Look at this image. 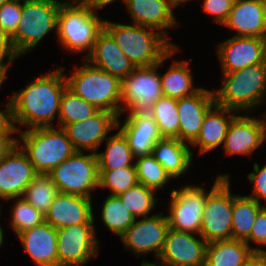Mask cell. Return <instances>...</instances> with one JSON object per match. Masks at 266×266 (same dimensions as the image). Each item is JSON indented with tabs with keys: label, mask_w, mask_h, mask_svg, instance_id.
<instances>
[{
	"label": "cell",
	"mask_w": 266,
	"mask_h": 266,
	"mask_svg": "<svg viewBox=\"0 0 266 266\" xmlns=\"http://www.w3.org/2000/svg\"><path fill=\"white\" fill-rule=\"evenodd\" d=\"M104 29V20L84 5L63 2L58 11L57 36L65 49L70 51H93L98 34Z\"/></svg>",
	"instance_id": "cell-3"
},
{
	"label": "cell",
	"mask_w": 266,
	"mask_h": 266,
	"mask_svg": "<svg viewBox=\"0 0 266 266\" xmlns=\"http://www.w3.org/2000/svg\"><path fill=\"white\" fill-rule=\"evenodd\" d=\"M98 111L95 105L86 102L66 88L60 101L59 124L63 128L66 124L84 121Z\"/></svg>",
	"instance_id": "cell-32"
},
{
	"label": "cell",
	"mask_w": 266,
	"mask_h": 266,
	"mask_svg": "<svg viewBox=\"0 0 266 266\" xmlns=\"http://www.w3.org/2000/svg\"><path fill=\"white\" fill-rule=\"evenodd\" d=\"M18 144L0 161V198L22 197L28 184L38 175Z\"/></svg>",
	"instance_id": "cell-14"
},
{
	"label": "cell",
	"mask_w": 266,
	"mask_h": 266,
	"mask_svg": "<svg viewBox=\"0 0 266 266\" xmlns=\"http://www.w3.org/2000/svg\"><path fill=\"white\" fill-rule=\"evenodd\" d=\"M152 154L172 178L186 172L193 156L189 144L168 137H162L155 143Z\"/></svg>",
	"instance_id": "cell-26"
},
{
	"label": "cell",
	"mask_w": 266,
	"mask_h": 266,
	"mask_svg": "<svg viewBox=\"0 0 266 266\" xmlns=\"http://www.w3.org/2000/svg\"><path fill=\"white\" fill-rule=\"evenodd\" d=\"M178 4H181V3H185V2H187V1H189V0H175Z\"/></svg>",
	"instance_id": "cell-54"
},
{
	"label": "cell",
	"mask_w": 266,
	"mask_h": 266,
	"mask_svg": "<svg viewBox=\"0 0 266 266\" xmlns=\"http://www.w3.org/2000/svg\"><path fill=\"white\" fill-rule=\"evenodd\" d=\"M87 64L66 77L67 88L99 110L121 115V80L102 69ZM119 104V105H118Z\"/></svg>",
	"instance_id": "cell-5"
},
{
	"label": "cell",
	"mask_w": 266,
	"mask_h": 266,
	"mask_svg": "<svg viewBox=\"0 0 266 266\" xmlns=\"http://www.w3.org/2000/svg\"><path fill=\"white\" fill-rule=\"evenodd\" d=\"M264 64H265V67H266V45H265V52H264Z\"/></svg>",
	"instance_id": "cell-55"
},
{
	"label": "cell",
	"mask_w": 266,
	"mask_h": 266,
	"mask_svg": "<svg viewBox=\"0 0 266 266\" xmlns=\"http://www.w3.org/2000/svg\"><path fill=\"white\" fill-rule=\"evenodd\" d=\"M7 57L8 63H4V59ZM18 56L12 49L10 39L6 36L0 35V67H9ZM9 58V59H8Z\"/></svg>",
	"instance_id": "cell-46"
},
{
	"label": "cell",
	"mask_w": 266,
	"mask_h": 266,
	"mask_svg": "<svg viewBox=\"0 0 266 266\" xmlns=\"http://www.w3.org/2000/svg\"><path fill=\"white\" fill-rule=\"evenodd\" d=\"M266 138V124L260 118L238 115L231 121L223 148L226 154H248L254 152Z\"/></svg>",
	"instance_id": "cell-20"
},
{
	"label": "cell",
	"mask_w": 266,
	"mask_h": 266,
	"mask_svg": "<svg viewBox=\"0 0 266 266\" xmlns=\"http://www.w3.org/2000/svg\"><path fill=\"white\" fill-rule=\"evenodd\" d=\"M136 159L134 164L138 184H142L155 191L159 188L163 189L164 185L172 178L152 153Z\"/></svg>",
	"instance_id": "cell-35"
},
{
	"label": "cell",
	"mask_w": 266,
	"mask_h": 266,
	"mask_svg": "<svg viewBox=\"0 0 266 266\" xmlns=\"http://www.w3.org/2000/svg\"><path fill=\"white\" fill-rule=\"evenodd\" d=\"M8 70H9V67H0V87L6 77Z\"/></svg>",
	"instance_id": "cell-50"
},
{
	"label": "cell",
	"mask_w": 266,
	"mask_h": 266,
	"mask_svg": "<svg viewBox=\"0 0 266 266\" xmlns=\"http://www.w3.org/2000/svg\"><path fill=\"white\" fill-rule=\"evenodd\" d=\"M187 61H175L169 70L160 75L163 96L184 98L194 95L201 88H193V78Z\"/></svg>",
	"instance_id": "cell-28"
},
{
	"label": "cell",
	"mask_w": 266,
	"mask_h": 266,
	"mask_svg": "<svg viewBox=\"0 0 266 266\" xmlns=\"http://www.w3.org/2000/svg\"><path fill=\"white\" fill-rule=\"evenodd\" d=\"M17 236L37 266H58L56 228L44 221Z\"/></svg>",
	"instance_id": "cell-23"
},
{
	"label": "cell",
	"mask_w": 266,
	"mask_h": 266,
	"mask_svg": "<svg viewBox=\"0 0 266 266\" xmlns=\"http://www.w3.org/2000/svg\"><path fill=\"white\" fill-rule=\"evenodd\" d=\"M232 213L229 175H218L206 198L200 237L207 243L232 239Z\"/></svg>",
	"instance_id": "cell-9"
},
{
	"label": "cell",
	"mask_w": 266,
	"mask_h": 266,
	"mask_svg": "<svg viewBox=\"0 0 266 266\" xmlns=\"http://www.w3.org/2000/svg\"><path fill=\"white\" fill-rule=\"evenodd\" d=\"M149 114L155 120L162 137L178 139L179 114L176 98L161 96Z\"/></svg>",
	"instance_id": "cell-31"
},
{
	"label": "cell",
	"mask_w": 266,
	"mask_h": 266,
	"mask_svg": "<svg viewBox=\"0 0 266 266\" xmlns=\"http://www.w3.org/2000/svg\"><path fill=\"white\" fill-rule=\"evenodd\" d=\"M235 0H204L203 10L214 16V22L224 24Z\"/></svg>",
	"instance_id": "cell-42"
},
{
	"label": "cell",
	"mask_w": 266,
	"mask_h": 266,
	"mask_svg": "<svg viewBox=\"0 0 266 266\" xmlns=\"http://www.w3.org/2000/svg\"><path fill=\"white\" fill-rule=\"evenodd\" d=\"M243 266H266V250L254 251Z\"/></svg>",
	"instance_id": "cell-47"
},
{
	"label": "cell",
	"mask_w": 266,
	"mask_h": 266,
	"mask_svg": "<svg viewBox=\"0 0 266 266\" xmlns=\"http://www.w3.org/2000/svg\"><path fill=\"white\" fill-rule=\"evenodd\" d=\"M59 0H23L21 20L16 32L9 38L13 51L19 57L38 45L53 29H57Z\"/></svg>",
	"instance_id": "cell-7"
},
{
	"label": "cell",
	"mask_w": 266,
	"mask_h": 266,
	"mask_svg": "<svg viewBox=\"0 0 266 266\" xmlns=\"http://www.w3.org/2000/svg\"><path fill=\"white\" fill-rule=\"evenodd\" d=\"M138 184L136 167L128 166L115 170H99V186L109 188L110 195L119 196Z\"/></svg>",
	"instance_id": "cell-37"
},
{
	"label": "cell",
	"mask_w": 266,
	"mask_h": 266,
	"mask_svg": "<svg viewBox=\"0 0 266 266\" xmlns=\"http://www.w3.org/2000/svg\"><path fill=\"white\" fill-rule=\"evenodd\" d=\"M60 193L91 198L99 186V169L95 153L76 151L47 174Z\"/></svg>",
	"instance_id": "cell-10"
},
{
	"label": "cell",
	"mask_w": 266,
	"mask_h": 266,
	"mask_svg": "<svg viewBox=\"0 0 266 266\" xmlns=\"http://www.w3.org/2000/svg\"><path fill=\"white\" fill-rule=\"evenodd\" d=\"M223 25L236 36L266 38V6L260 0H235Z\"/></svg>",
	"instance_id": "cell-24"
},
{
	"label": "cell",
	"mask_w": 266,
	"mask_h": 266,
	"mask_svg": "<svg viewBox=\"0 0 266 266\" xmlns=\"http://www.w3.org/2000/svg\"><path fill=\"white\" fill-rule=\"evenodd\" d=\"M154 190L137 184L118 197L135 218L149 217V212L155 207L156 198H154Z\"/></svg>",
	"instance_id": "cell-36"
},
{
	"label": "cell",
	"mask_w": 266,
	"mask_h": 266,
	"mask_svg": "<svg viewBox=\"0 0 266 266\" xmlns=\"http://www.w3.org/2000/svg\"><path fill=\"white\" fill-rule=\"evenodd\" d=\"M21 149L38 174L47 175L53 168L73 155L76 150L63 128L41 127L20 132Z\"/></svg>",
	"instance_id": "cell-6"
},
{
	"label": "cell",
	"mask_w": 266,
	"mask_h": 266,
	"mask_svg": "<svg viewBox=\"0 0 266 266\" xmlns=\"http://www.w3.org/2000/svg\"><path fill=\"white\" fill-rule=\"evenodd\" d=\"M224 83L214 92L215 103L230 110H251L264 102L266 95V67L264 63L224 73Z\"/></svg>",
	"instance_id": "cell-4"
},
{
	"label": "cell",
	"mask_w": 266,
	"mask_h": 266,
	"mask_svg": "<svg viewBox=\"0 0 266 266\" xmlns=\"http://www.w3.org/2000/svg\"><path fill=\"white\" fill-rule=\"evenodd\" d=\"M70 1H72V2H81L82 0H70Z\"/></svg>",
	"instance_id": "cell-56"
},
{
	"label": "cell",
	"mask_w": 266,
	"mask_h": 266,
	"mask_svg": "<svg viewBox=\"0 0 266 266\" xmlns=\"http://www.w3.org/2000/svg\"><path fill=\"white\" fill-rule=\"evenodd\" d=\"M118 120L117 129L123 135L161 136L155 120L149 113H128L122 126Z\"/></svg>",
	"instance_id": "cell-39"
},
{
	"label": "cell",
	"mask_w": 266,
	"mask_h": 266,
	"mask_svg": "<svg viewBox=\"0 0 266 266\" xmlns=\"http://www.w3.org/2000/svg\"><path fill=\"white\" fill-rule=\"evenodd\" d=\"M135 158L151 154L155 143L162 136L124 135Z\"/></svg>",
	"instance_id": "cell-41"
},
{
	"label": "cell",
	"mask_w": 266,
	"mask_h": 266,
	"mask_svg": "<svg viewBox=\"0 0 266 266\" xmlns=\"http://www.w3.org/2000/svg\"><path fill=\"white\" fill-rule=\"evenodd\" d=\"M85 59L120 80L136 68L105 29L98 34L93 51Z\"/></svg>",
	"instance_id": "cell-22"
},
{
	"label": "cell",
	"mask_w": 266,
	"mask_h": 266,
	"mask_svg": "<svg viewBox=\"0 0 266 266\" xmlns=\"http://www.w3.org/2000/svg\"><path fill=\"white\" fill-rule=\"evenodd\" d=\"M254 251L243 240H216L209 242L206 248L205 266H243Z\"/></svg>",
	"instance_id": "cell-27"
},
{
	"label": "cell",
	"mask_w": 266,
	"mask_h": 266,
	"mask_svg": "<svg viewBox=\"0 0 266 266\" xmlns=\"http://www.w3.org/2000/svg\"><path fill=\"white\" fill-rule=\"evenodd\" d=\"M251 240L255 243L266 245V207L258 213L250 236L244 242L249 246V241Z\"/></svg>",
	"instance_id": "cell-44"
},
{
	"label": "cell",
	"mask_w": 266,
	"mask_h": 266,
	"mask_svg": "<svg viewBox=\"0 0 266 266\" xmlns=\"http://www.w3.org/2000/svg\"><path fill=\"white\" fill-rule=\"evenodd\" d=\"M116 0H82L81 2L87 7L91 8L93 11L96 9H102L105 5L112 3ZM126 3V0H123ZM95 9V10H94Z\"/></svg>",
	"instance_id": "cell-49"
},
{
	"label": "cell",
	"mask_w": 266,
	"mask_h": 266,
	"mask_svg": "<svg viewBox=\"0 0 266 266\" xmlns=\"http://www.w3.org/2000/svg\"><path fill=\"white\" fill-rule=\"evenodd\" d=\"M11 1H14V0H0V6L5 4V3H9Z\"/></svg>",
	"instance_id": "cell-53"
},
{
	"label": "cell",
	"mask_w": 266,
	"mask_h": 266,
	"mask_svg": "<svg viewBox=\"0 0 266 266\" xmlns=\"http://www.w3.org/2000/svg\"><path fill=\"white\" fill-rule=\"evenodd\" d=\"M266 6V0H260Z\"/></svg>",
	"instance_id": "cell-57"
},
{
	"label": "cell",
	"mask_w": 266,
	"mask_h": 266,
	"mask_svg": "<svg viewBox=\"0 0 266 266\" xmlns=\"http://www.w3.org/2000/svg\"><path fill=\"white\" fill-rule=\"evenodd\" d=\"M236 112L226 107L214 104L206 113L196 140L191 144L200 146V154H204L224 144L231 121L237 116ZM227 115V117H226ZM229 117V118H228Z\"/></svg>",
	"instance_id": "cell-25"
},
{
	"label": "cell",
	"mask_w": 266,
	"mask_h": 266,
	"mask_svg": "<svg viewBox=\"0 0 266 266\" xmlns=\"http://www.w3.org/2000/svg\"><path fill=\"white\" fill-rule=\"evenodd\" d=\"M118 116L107 110H99L90 118L75 123L66 124L63 129L76 151L81 148L96 153L103 140H106L108 132L112 128L117 129Z\"/></svg>",
	"instance_id": "cell-17"
},
{
	"label": "cell",
	"mask_w": 266,
	"mask_h": 266,
	"mask_svg": "<svg viewBox=\"0 0 266 266\" xmlns=\"http://www.w3.org/2000/svg\"><path fill=\"white\" fill-rule=\"evenodd\" d=\"M134 24L157 29L167 38V27L178 24L173 8L179 4L175 0H126L125 3Z\"/></svg>",
	"instance_id": "cell-21"
},
{
	"label": "cell",
	"mask_w": 266,
	"mask_h": 266,
	"mask_svg": "<svg viewBox=\"0 0 266 266\" xmlns=\"http://www.w3.org/2000/svg\"><path fill=\"white\" fill-rule=\"evenodd\" d=\"M170 195L167 216L170 228L199 235L208 193L200 186H183L172 190Z\"/></svg>",
	"instance_id": "cell-11"
},
{
	"label": "cell",
	"mask_w": 266,
	"mask_h": 266,
	"mask_svg": "<svg viewBox=\"0 0 266 266\" xmlns=\"http://www.w3.org/2000/svg\"><path fill=\"white\" fill-rule=\"evenodd\" d=\"M91 200L84 196L59 192L44 214V221L57 230L72 225L93 224Z\"/></svg>",
	"instance_id": "cell-18"
},
{
	"label": "cell",
	"mask_w": 266,
	"mask_h": 266,
	"mask_svg": "<svg viewBox=\"0 0 266 266\" xmlns=\"http://www.w3.org/2000/svg\"><path fill=\"white\" fill-rule=\"evenodd\" d=\"M59 193L51 178L38 174L26 187L23 198L34 208L45 214Z\"/></svg>",
	"instance_id": "cell-33"
},
{
	"label": "cell",
	"mask_w": 266,
	"mask_h": 266,
	"mask_svg": "<svg viewBox=\"0 0 266 266\" xmlns=\"http://www.w3.org/2000/svg\"><path fill=\"white\" fill-rule=\"evenodd\" d=\"M160 263L157 262V264L155 263H150V262H146V261H142L143 263L141 264V266H167L162 260H159ZM160 264V265H159Z\"/></svg>",
	"instance_id": "cell-51"
},
{
	"label": "cell",
	"mask_w": 266,
	"mask_h": 266,
	"mask_svg": "<svg viewBox=\"0 0 266 266\" xmlns=\"http://www.w3.org/2000/svg\"><path fill=\"white\" fill-rule=\"evenodd\" d=\"M162 214L160 212L159 215L135 220L120 237L126 248L131 249L138 257L153 251L158 258L170 228L167 216Z\"/></svg>",
	"instance_id": "cell-13"
},
{
	"label": "cell",
	"mask_w": 266,
	"mask_h": 266,
	"mask_svg": "<svg viewBox=\"0 0 266 266\" xmlns=\"http://www.w3.org/2000/svg\"><path fill=\"white\" fill-rule=\"evenodd\" d=\"M21 0H14L0 6V35L10 38L21 20Z\"/></svg>",
	"instance_id": "cell-40"
},
{
	"label": "cell",
	"mask_w": 266,
	"mask_h": 266,
	"mask_svg": "<svg viewBox=\"0 0 266 266\" xmlns=\"http://www.w3.org/2000/svg\"><path fill=\"white\" fill-rule=\"evenodd\" d=\"M176 45L159 61L157 65L136 67L128 76L121 80V114L150 113L152 106L163 96L159 65L177 52Z\"/></svg>",
	"instance_id": "cell-8"
},
{
	"label": "cell",
	"mask_w": 266,
	"mask_h": 266,
	"mask_svg": "<svg viewBox=\"0 0 266 266\" xmlns=\"http://www.w3.org/2000/svg\"><path fill=\"white\" fill-rule=\"evenodd\" d=\"M63 71L61 67L39 76L22 91L11 96V121L18 132L20 129L15 126L16 123L30 129L52 127L55 115L59 116L61 96L67 88Z\"/></svg>",
	"instance_id": "cell-1"
},
{
	"label": "cell",
	"mask_w": 266,
	"mask_h": 266,
	"mask_svg": "<svg viewBox=\"0 0 266 266\" xmlns=\"http://www.w3.org/2000/svg\"><path fill=\"white\" fill-rule=\"evenodd\" d=\"M6 105L7 107L3 112L0 111V134L5 133L12 126L10 103Z\"/></svg>",
	"instance_id": "cell-48"
},
{
	"label": "cell",
	"mask_w": 266,
	"mask_h": 266,
	"mask_svg": "<svg viewBox=\"0 0 266 266\" xmlns=\"http://www.w3.org/2000/svg\"><path fill=\"white\" fill-rule=\"evenodd\" d=\"M193 233L169 228L159 260L167 266H205L207 242Z\"/></svg>",
	"instance_id": "cell-15"
},
{
	"label": "cell",
	"mask_w": 266,
	"mask_h": 266,
	"mask_svg": "<svg viewBox=\"0 0 266 266\" xmlns=\"http://www.w3.org/2000/svg\"><path fill=\"white\" fill-rule=\"evenodd\" d=\"M18 130L13 125L3 134H0V161L18 144L16 138H11L10 134Z\"/></svg>",
	"instance_id": "cell-45"
},
{
	"label": "cell",
	"mask_w": 266,
	"mask_h": 266,
	"mask_svg": "<svg viewBox=\"0 0 266 266\" xmlns=\"http://www.w3.org/2000/svg\"><path fill=\"white\" fill-rule=\"evenodd\" d=\"M101 212L105 226L120 237L136 220L120 198L115 195H109L106 198Z\"/></svg>",
	"instance_id": "cell-34"
},
{
	"label": "cell",
	"mask_w": 266,
	"mask_h": 266,
	"mask_svg": "<svg viewBox=\"0 0 266 266\" xmlns=\"http://www.w3.org/2000/svg\"><path fill=\"white\" fill-rule=\"evenodd\" d=\"M106 142V151L95 153L99 170H115L135 166L132 164L134 156L131 148L120 130L115 135L109 136Z\"/></svg>",
	"instance_id": "cell-30"
},
{
	"label": "cell",
	"mask_w": 266,
	"mask_h": 266,
	"mask_svg": "<svg viewBox=\"0 0 266 266\" xmlns=\"http://www.w3.org/2000/svg\"><path fill=\"white\" fill-rule=\"evenodd\" d=\"M266 38L233 36L217 47L223 73L264 63Z\"/></svg>",
	"instance_id": "cell-16"
},
{
	"label": "cell",
	"mask_w": 266,
	"mask_h": 266,
	"mask_svg": "<svg viewBox=\"0 0 266 266\" xmlns=\"http://www.w3.org/2000/svg\"><path fill=\"white\" fill-rule=\"evenodd\" d=\"M104 29L135 67L157 65L175 46L157 30L134 23L125 25L105 20Z\"/></svg>",
	"instance_id": "cell-2"
},
{
	"label": "cell",
	"mask_w": 266,
	"mask_h": 266,
	"mask_svg": "<svg viewBox=\"0 0 266 266\" xmlns=\"http://www.w3.org/2000/svg\"><path fill=\"white\" fill-rule=\"evenodd\" d=\"M98 248L93 224H78L57 230L58 266H82L98 254Z\"/></svg>",
	"instance_id": "cell-12"
},
{
	"label": "cell",
	"mask_w": 266,
	"mask_h": 266,
	"mask_svg": "<svg viewBox=\"0 0 266 266\" xmlns=\"http://www.w3.org/2000/svg\"><path fill=\"white\" fill-rule=\"evenodd\" d=\"M215 104L214 91L201 89L194 95L177 99L178 139L192 144L199 135L207 111Z\"/></svg>",
	"instance_id": "cell-19"
},
{
	"label": "cell",
	"mask_w": 266,
	"mask_h": 266,
	"mask_svg": "<svg viewBox=\"0 0 266 266\" xmlns=\"http://www.w3.org/2000/svg\"><path fill=\"white\" fill-rule=\"evenodd\" d=\"M3 238H4L3 230H2V227L0 226V247H1L2 243H3Z\"/></svg>",
	"instance_id": "cell-52"
},
{
	"label": "cell",
	"mask_w": 266,
	"mask_h": 266,
	"mask_svg": "<svg viewBox=\"0 0 266 266\" xmlns=\"http://www.w3.org/2000/svg\"><path fill=\"white\" fill-rule=\"evenodd\" d=\"M264 207L249 196L233 195L232 239L245 241Z\"/></svg>",
	"instance_id": "cell-29"
},
{
	"label": "cell",
	"mask_w": 266,
	"mask_h": 266,
	"mask_svg": "<svg viewBox=\"0 0 266 266\" xmlns=\"http://www.w3.org/2000/svg\"><path fill=\"white\" fill-rule=\"evenodd\" d=\"M11 228L16 234L36 227L44 222V214L29 204L23 197H18L11 213Z\"/></svg>",
	"instance_id": "cell-38"
},
{
	"label": "cell",
	"mask_w": 266,
	"mask_h": 266,
	"mask_svg": "<svg viewBox=\"0 0 266 266\" xmlns=\"http://www.w3.org/2000/svg\"><path fill=\"white\" fill-rule=\"evenodd\" d=\"M248 180L254 182L253 196L249 197L254 198L259 204L260 198L266 201V165L260 169V166L254 163V172L248 175Z\"/></svg>",
	"instance_id": "cell-43"
}]
</instances>
